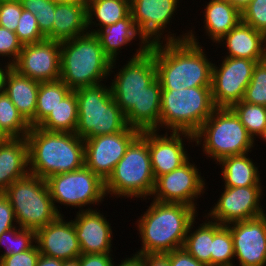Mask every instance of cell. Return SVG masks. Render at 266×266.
Listing matches in <instances>:
<instances>
[{
	"label": "cell",
	"mask_w": 266,
	"mask_h": 266,
	"mask_svg": "<svg viewBox=\"0 0 266 266\" xmlns=\"http://www.w3.org/2000/svg\"><path fill=\"white\" fill-rule=\"evenodd\" d=\"M241 21L266 35V0H252L241 11Z\"/></svg>",
	"instance_id": "40"
},
{
	"label": "cell",
	"mask_w": 266,
	"mask_h": 266,
	"mask_svg": "<svg viewBox=\"0 0 266 266\" xmlns=\"http://www.w3.org/2000/svg\"><path fill=\"white\" fill-rule=\"evenodd\" d=\"M8 138L4 135V133L0 130V144L5 142Z\"/></svg>",
	"instance_id": "53"
},
{
	"label": "cell",
	"mask_w": 266,
	"mask_h": 266,
	"mask_svg": "<svg viewBox=\"0 0 266 266\" xmlns=\"http://www.w3.org/2000/svg\"><path fill=\"white\" fill-rule=\"evenodd\" d=\"M28 142L29 174L44 180L84 166V139L75 133L31 127Z\"/></svg>",
	"instance_id": "3"
},
{
	"label": "cell",
	"mask_w": 266,
	"mask_h": 266,
	"mask_svg": "<svg viewBox=\"0 0 266 266\" xmlns=\"http://www.w3.org/2000/svg\"><path fill=\"white\" fill-rule=\"evenodd\" d=\"M195 37L190 30L185 40L150 44L162 89L211 87L213 63Z\"/></svg>",
	"instance_id": "2"
},
{
	"label": "cell",
	"mask_w": 266,
	"mask_h": 266,
	"mask_svg": "<svg viewBox=\"0 0 266 266\" xmlns=\"http://www.w3.org/2000/svg\"><path fill=\"white\" fill-rule=\"evenodd\" d=\"M262 186L225 187L206 218L221 225H230L263 215L265 210L259 203Z\"/></svg>",
	"instance_id": "16"
},
{
	"label": "cell",
	"mask_w": 266,
	"mask_h": 266,
	"mask_svg": "<svg viewBox=\"0 0 266 266\" xmlns=\"http://www.w3.org/2000/svg\"><path fill=\"white\" fill-rule=\"evenodd\" d=\"M86 3L88 29L94 25L95 27L99 26L97 29L101 30L126 18L131 13L130 0H86ZM93 17L98 23L93 21L95 19Z\"/></svg>",
	"instance_id": "29"
},
{
	"label": "cell",
	"mask_w": 266,
	"mask_h": 266,
	"mask_svg": "<svg viewBox=\"0 0 266 266\" xmlns=\"http://www.w3.org/2000/svg\"><path fill=\"white\" fill-rule=\"evenodd\" d=\"M63 266H80L78 258L75 260H63Z\"/></svg>",
	"instance_id": "51"
},
{
	"label": "cell",
	"mask_w": 266,
	"mask_h": 266,
	"mask_svg": "<svg viewBox=\"0 0 266 266\" xmlns=\"http://www.w3.org/2000/svg\"><path fill=\"white\" fill-rule=\"evenodd\" d=\"M113 266H116L113 264ZM117 266H144L143 257L140 254H134L131 258H126L121 261V263Z\"/></svg>",
	"instance_id": "49"
},
{
	"label": "cell",
	"mask_w": 266,
	"mask_h": 266,
	"mask_svg": "<svg viewBox=\"0 0 266 266\" xmlns=\"http://www.w3.org/2000/svg\"><path fill=\"white\" fill-rule=\"evenodd\" d=\"M73 219L82 254H106L112 249V228L100 210L78 211Z\"/></svg>",
	"instance_id": "21"
},
{
	"label": "cell",
	"mask_w": 266,
	"mask_h": 266,
	"mask_svg": "<svg viewBox=\"0 0 266 266\" xmlns=\"http://www.w3.org/2000/svg\"><path fill=\"white\" fill-rule=\"evenodd\" d=\"M204 17L206 34L217 44L241 21V12L228 0H210Z\"/></svg>",
	"instance_id": "27"
},
{
	"label": "cell",
	"mask_w": 266,
	"mask_h": 266,
	"mask_svg": "<svg viewBox=\"0 0 266 266\" xmlns=\"http://www.w3.org/2000/svg\"><path fill=\"white\" fill-rule=\"evenodd\" d=\"M50 195L57 212L60 209L55 203L79 207L85 210L88 205L99 204L106 196L105 182L85 165L75 171L52 175L46 179Z\"/></svg>",
	"instance_id": "11"
},
{
	"label": "cell",
	"mask_w": 266,
	"mask_h": 266,
	"mask_svg": "<svg viewBox=\"0 0 266 266\" xmlns=\"http://www.w3.org/2000/svg\"><path fill=\"white\" fill-rule=\"evenodd\" d=\"M60 215L55 221L35 231V244L40 254L61 260H75L81 254L73 220Z\"/></svg>",
	"instance_id": "20"
},
{
	"label": "cell",
	"mask_w": 266,
	"mask_h": 266,
	"mask_svg": "<svg viewBox=\"0 0 266 266\" xmlns=\"http://www.w3.org/2000/svg\"><path fill=\"white\" fill-rule=\"evenodd\" d=\"M171 266H208L205 263L197 261L183 247L166 253Z\"/></svg>",
	"instance_id": "45"
},
{
	"label": "cell",
	"mask_w": 266,
	"mask_h": 266,
	"mask_svg": "<svg viewBox=\"0 0 266 266\" xmlns=\"http://www.w3.org/2000/svg\"><path fill=\"white\" fill-rule=\"evenodd\" d=\"M71 91L72 89L60 79L40 82L37 94L35 127L38 126Z\"/></svg>",
	"instance_id": "32"
},
{
	"label": "cell",
	"mask_w": 266,
	"mask_h": 266,
	"mask_svg": "<svg viewBox=\"0 0 266 266\" xmlns=\"http://www.w3.org/2000/svg\"><path fill=\"white\" fill-rule=\"evenodd\" d=\"M56 3H76V2H86V0H51Z\"/></svg>",
	"instance_id": "52"
},
{
	"label": "cell",
	"mask_w": 266,
	"mask_h": 266,
	"mask_svg": "<svg viewBox=\"0 0 266 266\" xmlns=\"http://www.w3.org/2000/svg\"><path fill=\"white\" fill-rule=\"evenodd\" d=\"M14 210L8 197L4 193H0V235L7 230L17 227Z\"/></svg>",
	"instance_id": "44"
},
{
	"label": "cell",
	"mask_w": 266,
	"mask_h": 266,
	"mask_svg": "<svg viewBox=\"0 0 266 266\" xmlns=\"http://www.w3.org/2000/svg\"><path fill=\"white\" fill-rule=\"evenodd\" d=\"M114 65L93 33L61 41L60 80L72 90L102 84Z\"/></svg>",
	"instance_id": "5"
},
{
	"label": "cell",
	"mask_w": 266,
	"mask_h": 266,
	"mask_svg": "<svg viewBox=\"0 0 266 266\" xmlns=\"http://www.w3.org/2000/svg\"><path fill=\"white\" fill-rule=\"evenodd\" d=\"M22 10L20 0H0V26L15 32Z\"/></svg>",
	"instance_id": "41"
},
{
	"label": "cell",
	"mask_w": 266,
	"mask_h": 266,
	"mask_svg": "<svg viewBox=\"0 0 266 266\" xmlns=\"http://www.w3.org/2000/svg\"><path fill=\"white\" fill-rule=\"evenodd\" d=\"M157 130H148V149L151 158V167L155 179L181 167L189 160L184 146L186 137L189 142L195 141L194 135L188 132H168L159 135ZM183 140V141H182Z\"/></svg>",
	"instance_id": "19"
},
{
	"label": "cell",
	"mask_w": 266,
	"mask_h": 266,
	"mask_svg": "<svg viewBox=\"0 0 266 266\" xmlns=\"http://www.w3.org/2000/svg\"><path fill=\"white\" fill-rule=\"evenodd\" d=\"M40 252L35 244L31 249L11 254L0 260V266H36Z\"/></svg>",
	"instance_id": "43"
},
{
	"label": "cell",
	"mask_w": 266,
	"mask_h": 266,
	"mask_svg": "<svg viewBox=\"0 0 266 266\" xmlns=\"http://www.w3.org/2000/svg\"><path fill=\"white\" fill-rule=\"evenodd\" d=\"M196 218L190 223L185 237L183 248L197 261L211 266V252L213 241V221L207 218L199 224L198 229L192 232ZM192 228V229H191Z\"/></svg>",
	"instance_id": "31"
},
{
	"label": "cell",
	"mask_w": 266,
	"mask_h": 266,
	"mask_svg": "<svg viewBox=\"0 0 266 266\" xmlns=\"http://www.w3.org/2000/svg\"><path fill=\"white\" fill-rule=\"evenodd\" d=\"M144 260V266H171L166 253L140 254Z\"/></svg>",
	"instance_id": "47"
},
{
	"label": "cell",
	"mask_w": 266,
	"mask_h": 266,
	"mask_svg": "<svg viewBox=\"0 0 266 266\" xmlns=\"http://www.w3.org/2000/svg\"><path fill=\"white\" fill-rule=\"evenodd\" d=\"M139 44L135 55L115 74L110 88L129 127L159 131L162 88L150 44Z\"/></svg>",
	"instance_id": "1"
},
{
	"label": "cell",
	"mask_w": 266,
	"mask_h": 266,
	"mask_svg": "<svg viewBox=\"0 0 266 266\" xmlns=\"http://www.w3.org/2000/svg\"><path fill=\"white\" fill-rule=\"evenodd\" d=\"M227 226L239 266H266V213Z\"/></svg>",
	"instance_id": "18"
},
{
	"label": "cell",
	"mask_w": 266,
	"mask_h": 266,
	"mask_svg": "<svg viewBox=\"0 0 266 266\" xmlns=\"http://www.w3.org/2000/svg\"><path fill=\"white\" fill-rule=\"evenodd\" d=\"M154 184L155 177L151 167L148 130H146L141 131L116 164L105 181V191L107 196L110 194L116 195L115 197H144L145 200L151 196Z\"/></svg>",
	"instance_id": "7"
},
{
	"label": "cell",
	"mask_w": 266,
	"mask_h": 266,
	"mask_svg": "<svg viewBox=\"0 0 266 266\" xmlns=\"http://www.w3.org/2000/svg\"><path fill=\"white\" fill-rule=\"evenodd\" d=\"M36 266H63V260L40 254Z\"/></svg>",
	"instance_id": "48"
},
{
	"label": "cell",
	"mask_w": 266,
	"mask_h": 266,
	"mask_svg": "<svg viewBox=\"0 0 266 266\" xmlns=\"http://www.w3.org/2000/svg\"><path fill=\"white\" fill-rule=\"evenodd\" d=\"M221 43L227 47L226 57L246 58L258 63L266 58L265 34L242 21L218 42Z\"/></svg>",
	"instance_id": "23"
},
{
	"label": "cell",
	"mask_w": 266,
	"mask_h": 266,
	"mask_svg": "<svg viewBox=\"0 0 266 266\" xmlns=\"http://www.w3.org/2000/svg\"><path fill=\"white\" fill-rule=\"evenodd\" d=\"M188 160L181 167L163 174L155 179L151 197L155 201L164 203H181L195 209V199L205 193V179L195 164ZM199 196V197H198Z\"/></svg>",
	"instance_id": "14"
},
{
	"label": "cell",
	"mask_w": 266,
	"mask_h": 266,
	"mask_svg": "<svg viewBox=\"0 0 266 266\" xmlns=\"http://www.w3.org/2000/svg\"><path fill=\"white\" fill-rule=\"evenodd\" d=\"M194 138L196 146L203 143L204 154L216 160V164L225 157L251 152L255 144V140L229 107H216L194 134Z\"/></svg>",
	"instance_id": "8"
},
{
	"label": "cell",
	"mask_w": 266,
	"mask_h": 266,
	"mask_svg": "<svg viewBox=\"0 0 266 266\" xmlns=\"http://www.w3.org/2000/svg\"><path fill=\"white\" fill-rule=\"evenodd\" d=\"M4 194L14 210L17 226L21 228L36 231L60 216L46 180L40 177L28 174L14 181Z\"/></svg>",
	"instance_id": "10"
},
{
	"label": "cell",
	"mask_w": 266,
	"mask_h": 266,
	"mask_svg": "<svg viewBox=\"0 0 266 266\" xmlns=\"http://www.w3.org/2000/svg\"><path fill=\"white\" fill-rule=\"evenodd\" d=\"M257 63L246 58L224 56L220 67L213 64L211 92L215 107L230 108L243 100Z\"/></svg>",
	"instance_id": "12"
},
{
	"label": "cell",
	"mask_w": 266,
	"mask_h": 266,
	"mask_svg": "<svg viewBox=\"0 0 266 266\" xmlns=\"http://www.w3.org/2000/svg\"><path fill=\"white\" fill-rule=\"evenodd\" d=\"M141 131L127 127L124 131L84 139V165L104 182Z\"/></svg>",
	"instance_id": "13"
},
{
	"label": "cell",
	"mask_w": 266,
	"mask_h": 266,
	"mask_svg": "<svg viewBox=\"0 0 266 266\" xmlns=\"http://www.w3.org/2000/svg\"><path fill=\"white\" fill-rule=\"evenodd\" d=\"M1 64V63H0ZM1 67H0V89H1V85H2V76H3V73H4V71H5V69L4 68H2L3 66L2 65H0Z\"/></svg>",
	"instance_id": "54"
},
{
	"label": "cell",
	"mask_w": 266,
	"mask_h": 266,
	"mask_svg": "<svg viewBox=\"0 0 266 266\" xmlns=\"http://www.w3.org/2000/svg\"><path fill=\"white\" fill-rule=\"evenodd\" d=\"M261 139H264L266 141V127L263 131V133L260 135Z\"/></svg>",
	"instance_id": "55"
},
{
	"label": "cell",
	"mask_w": 266,
	"mask_h": 266,
	"mask_svg": "<svg viewBox=\"0 0 266 266\" xmlns=\"http://www.w3.org/2000/svg\"><path fill=\"white\" fill-rule=\"evenodd\" d=\"M22 8L31 12L37 19L41 34L52 40V26L56 2L51 0H20Z\"/></svg>",
	"instance_id": "37"
},
{
	"label": "cell",
	"mask_w": 266,
	"mask_h": 266,
	"mask_svg": "<svg viewBox=\"0 0 266 266\" xmlns=\"http://www.w3.org/2000/svg\"><path fill=\"white\" fill-rule=\"evenodd\" d=\"M245 126L248 134L256 139L266 127V106L240 101L230 107Z\"/></svg>",
	"instance_id": "35"
},
{
	"label": "cell",
	"mask_w": 266,
	"mask_h": 266,
	"mask_svg": "<svg viewBox=\"0 0 266 266\" xmlns=\"http://www.w3.org/2000/svg\"><path fill=\"white\" fill-rule=\"evenodd\" d=\"M228 1L241 12L252 0H228Z\"/></svg>",
	"instance_id": "50"
},
{
	"label": "cell",
	"mask_w": 266,
	"mask_h": 266,
	"mask_svg": "<svg viewBox=\"0 0 266 266\" xmlns=\"http://www.w3.org/2000/svg\"><path fill=\"white\" fill-rule=\"evenodd\" d=\"M4 68L1 89L30 124V127H35V112L40 82L19 74L11 66L5 65Z\"/></svg>",
	"instance_id": "22"
},
{
	"label": "cell",
	"mask_w": 266,
	"mask_h": 266,
	"mask_svg": "<svg viewBox=\"0 0 266 266\" xmlns=\"http://www.w3.org/2000/svg\"><path fill=\"white\" fill-rule=\"evenodd\" d=\"M196 212L195 208L185 204L152 200L136 221L142 248L135 253H167L182 248Z\"/></svg>",
	"instance_id": "4"
},
{
	"label": "cell",
	"mask_w": 266,
	"mask_h": 266,
	"mask_svg": "<svg viewBox=\"0 0 266 266\" xmlns=\"http://www.w3.org/2000/svg\"><path fill=\"white\" fill-rule=\"evenodd\" d=\"M177 3L179 0H130V12L134 23L149 44L159 43L161 39L165 42L187 39L188 31L177 37L175 33L169 31V35L165 34V37H161L174 12L177 11Z\"/></svg>",
	"instance_id": "15"
},
{
	"label": "cell",
	"mask_w": 266,
	"mask_h": 266,
	"mask_svg": "<svg viewBox=\"0 0 266 266\" xmlns=\"http://www.w3.org/2000/svg\"><path fill=\"white\" fill-rule=\"evenodd\" d=\"M15 33L22 45L37 43L46 39L39 30L36 17L26 9L22 10Z\"/></svg>",
	"instance_id": "39"
},
{
	"label": "cell",
	"mask_w": 266,
	"mask_h": 266,
	"mask_svg": "<svg viewBox=\"0 0 266 266\" xmlns=\"http://www.w3.org/2000/svg\"><path fill=\"white\" fill-rule=\"evenodd\" d=\"M242 101L266 106V63L264 61L256 64Z\"/></svg>",
	"instance_id": "38"
},
{
	"label": "cell",
	"mask_w": 266,
	"mask_h": 266,
	"mask_svg": "<svg viewBox=\"0 0 266 266\" xmlns=\"http://www.w3.org/2000/svg\"><path fill=\"white\" fill-rule=\"evenodd\" d=\"M30 128L7 94L0 89V130L7 138H24Z\"/></svg>",
	"instance_id": "33"
},
{
	"label": "cell",
	"mask_w": 266,
	"mask_h": 266,
	"mask_svg": "<svg viewBox=\"0 0 266 266\" xmlns=\"http://www.w3.org/2000/svg\"><path fill=\"white\" fill-rule=\"evenodd\" d=\"M91 30V31H90ZM88 32L95 34L100 45L103 48L104 54L111 60H118L116 57L123 46H126L137 35L140 42H147L139 33L131 13L124 19L117 21L115 24L108 25L101 30L89 29Z\"/></svg>",
	"instance_id": "26"
},
{
	"label": "cell",
	"mask_w": 266,
	"mask_h": 266,
	"mask_svg": "<svg viewBox=\"0 0 266 266\" xmlns=\"http://www.w3.org/2000/svg\"><path fill=\"white\" fill-rule=\"evenodd\" d=\"M22 47L15 32L0 26V57L7 56L9 60H12L7 62L6 66H12L16 62Z\"/></svg>",
	"instance_id": "42"
},
{
	"label": "cell",
	"mask_w": 266,
	"mask_h": 266,
	"mask_svg": "<svg viewBox=\"0 0 266 266\" xmlns=\"http://www.w3.org/2000/svg\"><path fill=\"white\" fill-rule=\"evenodd\" d=\"M88 33L87 3H56L52 40L65 41Z\"/></svg>",
	"instance_id": "25"
},
{
	"label": "cell",
	"mask_w": 266,
	"mask_h": 266,
	"mask_svg": "<svg viewBox=\"0 0 266 266\" xmlns=\"http://www.w3.org/2000/svg\"><path fill=\"white\" fill-rule=\"evenodd\" d=\"M34 242L35 230L17 226L5 231L0 235V247L3 244L6 251L0 255V260L11 254H17L31 249L35 245Z\"/></svg>",
	"instance_id": "36"
},
{
	"label": "cell",
	"mask_w": 266,
	"mask_h": 266,
	"mask_svg": "<svg viewBox=\"0 0 266 266\" xmlns=\"http://www.w3.org/2000/svg\"><path fill=\"white\" fill-rule=\"evenodd\" d=\"M61 42L45 39L25 44L11 66L19 74L39 82L60 79Z\"/></svg>",
	"instance_id": "17"
},
{
	"label": "cell",
	"mask_w": 266,
	"mask_h": 266,
	"mask_svg": "<svg viewBox=\"0 0 266 266\" xmlns=\"http://www.w3.org/2000/svg\"><path fill=\"white\" fill-rule=\"evenodd\" d=\"M233 238L227 225L213 221L211 266H235Z\"/></svg>",
	"instance_id": "34"
},
{
	"label": "cell",
	"mask_w": 266,
	"mask_h": 266,
	"mask_svg": "<svg viewBox=\"0 0 266 266\" xmlns=\"http://www.w3.org/2000/svg\"><path fill=\"white\" fill-rule=\"evenodd\" d=\"M78 123V103L72 90L37 126L50 132L75 133Z\"/></svg>",
	"instance_id": "30"
},
{
	"label": "cell",
	"mask_w": 266,
	"mask_h": 266,
	"mask_svg": "<svg viewBox=\"0 0 266 266\" xmlns=\"http://www.w3.org/2000/svg\"><path fill=\"white\" fill-rule=\"evenodd\" d=\"M78 123L75 130L82 139L110 135L127 127L125 114L114 101L110 86L98 84L75 89Z\"/></svg>",
	"instance_id": "6"
},
{
	"label": "cell",
	"mask_w": 266,
	"mask_h": 266,
	"mask_svg": "<svg viewBox=\"0 0 266 266\" xmlns=\"http://www.w3.org/2000/svg\"><path fill=\"white\" fill-rule=\"evenodd\" d=\"M222 165L225 187L262 186L260 173L247 154L228 156L217 162Z\"/></svg>",
	"instance_id": "28"
},
{
	"label": "cell",
	"mask_w": 266,
	"mask_h": 266,
	"mask_svg": "<svg viewBox=\"0 0 266 266\" xmlns=\"http://www.w3.org/2000/svg\"><path fill=\"white\" fill-rule=\"evenodd\" d=\"M215 108L211 87L162 89L160 127L194 135Z\"/></svg>",
	"instance_id": "9"
},
{
	"label": "cell",
	"mask_w": 266,
	"mask_h": 266,
	"mask_svg": "<svg viewBox=\"0 0 266 266\" xmlns=\"http://www.w3.org/2000/svg\"><path fill=\"white\" fill-rule=\"evenodd\" d=\"M111 253L106 254H81L78 257L80 266H113Z\"/></svg>",
	"instance_id": "46"
},
{
	"label": "cell",
	"mask_w": 266,
	"mask_h": 266,
	"mask_svg": "<svg viewBox=\"0 0 266 266\" xmlns=\"http://www.w3.org/2000/svg\"><path fill=\"white\" fill-rule=\"evenodd\" d=\"M29 174L28 142L24 138H8L0 144V193L16 180Z\"/></svg>",
	"instance_id": "24"
}]
</instances>
